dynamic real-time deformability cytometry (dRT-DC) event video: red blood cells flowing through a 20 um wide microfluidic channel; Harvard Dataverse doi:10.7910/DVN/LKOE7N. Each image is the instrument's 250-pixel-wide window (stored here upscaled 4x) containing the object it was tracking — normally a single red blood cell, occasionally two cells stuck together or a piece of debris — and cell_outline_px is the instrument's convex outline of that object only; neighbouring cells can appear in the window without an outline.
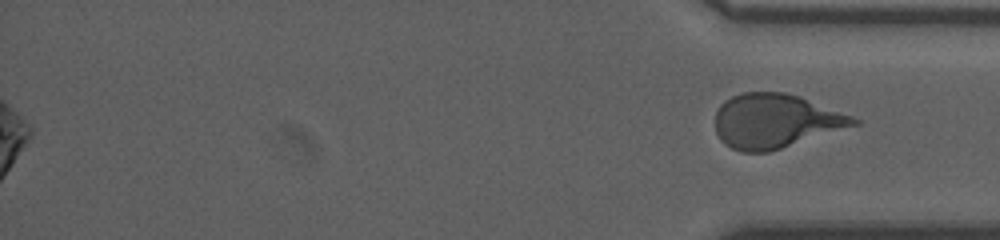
{"species": "human", "species_latin": "Homo sapiens", "temperature_condition": "room temperature", "stored_images_in_passage": 42, "segment_of_instrument_passage": [2, 2], "camera_frame_rate_fps": 3000, "um_per_image_px": 0.085, "donor": {"sex": "male"}, "frame": {"image": 1, "passage_image": 42, "time_ms": 20.0, "image_size_px": [1000, 240], "cell_outline_px": [[860, 124], [768, 152], [744, 152], [732, 148], [720, 140], [716, 132], [716, 112], [720, 104], [724, 100], [732, 96], [744, 92], [784, 92], [800, 96], [852, 116], [860, 120]], "centroid_in_image_um": [65.9, 10.28], "position_along_channel_um": 369.3, "area_um2": 43.52}}